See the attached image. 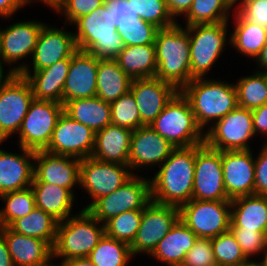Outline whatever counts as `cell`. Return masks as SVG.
Instances as JSON below:
<instances>
[{
    "instance_id": "cell-50",
    "label": "cell",
    "mask_w": 267,
    "mask_h": 266,
    "mask_svg": "<svg viewBox=\"0 0 267 266\" xmlns=\"http://www.w3.org/2000/svg\"><path fill=\"white\" fill-rule=\"evenodd\" d=\"M255 160V194L267 196V143Z\"/></svg>"
},
{
    "instance_id": "cell-3",
    "label": "cell",
    "mask_w": 267,
    "mask_h": 266,
    "mask_svg": "<svg viewBox=\"0 0 267 266\" xmlns=\"http://www.w3.org/2000/svg\"><path fill=\"white\" fill-rule=\"evenodd\" d=\"M189 100L197 124L204 129L209 122L215 123L238 107L235 84L221 80L196 78L182 90Z\"/></svg>"
},
{
    "instance_id": "cell-60",
    "label": "cell",
    "mask_w": 267,
    "mask_h": 266,
    "mask_svg": "<svg viewBox=\"0 0 267 266\" xmlns=\"http://www.w3.org/2000/svg\"><path fill=\"white\" fill-rule=\"evenodd\" d=\"M264 74L265 78H266V83H267V70L266 71H260Z\"/></svg>"
},
{
    "instance_id": "cell-55",
    "label": "cell",
    "mask_w": 267,
    "mask_h": 266,
    "mask_svg": "<svg viewBox=\"0 0 267 266\" xmlns=\"http://www.w3.org/2000/svg\"><path fill=\"white\" fill-rule=\"evenodd\" d=\"M58 266V265H56ZM59 266H95L88 257L64 260Z\"/></svg>"
},
{
    "instance_id": "cell-51",
    "label": "cell",
    "mask_w": 267,
    "mask_h": 266,
    "mask_svg": "<svg viewBox=\"0 0 267 266\" xmlns=\"http://www.w3.org/2000/svg\"><path fill=\"white\" fill-rule=\"evenodd\" d=\"M255 135H267V104L251 110ZM267 143V141H266Z\"/></svg>"
},
{
    "instance_id": "cell-25",
    "label": "cell",
    "mask_w": 267,
    "mask_h": 266,
    "mask_svg": "<svg viewBox=\"0 0 267 266\" xmlns=\"http://www.w3.org/2000/svg\"><path fill=\"white\" fill-rule=\"evenodd\" d=\"M14 266H53V247L45 240L0 227Z\"/></svg>"
},
{
    "instance_id": "cell-53",
    "label": "cell",
    "mask_w": 267,
    "mask_h": 266,
    "mask_svg": "<svg viewBox=\"0 0 267 266\" xmlns=\"http://www.w3.org/2000/svg\"><path fill=\"white\" fill-rule=\"evenodd\" d=\"M26 5L25 0H0V16L11 17L19 8Z\"/></svg>"
},
{
    "instance_id": "cell-37",
    "label": "cell",
    "mask_w": 267,
    "mask_h": 266,
    "mask_svg": "<svg viewBox=\"0 0 267 266\" xmlns=\"http://www.w3.org/2000/svg\"><path fill=\"white\" fill-rule=\"evenodd\" d=\"M132 257L129 244L105 234L88 256L95 266H126Z\"/></svg>"
},
{
    "instance_id": "cell-14",
    "label": "cell",
    "mask_w": 267,
    "mask_h": 266,
    "mask_svg": "<svg viewBox=\"0 0 267 266\" xmlns=\"http://www.w3.org/2000/svg\"><path fill=\"white\" fill-rule=\"evenodd\" d=\"M29 81L14 74L0 90V142L18 132L34 100Z\"/></svg>"
},
{
    "instance_id": "cell-32",
    "label": "cell",
    "mask_w": 267,
    "mask_h": 266,
    "mask_svg": "<svg viewBox=\"0 0 267 266\" xmlns=\"http://www.w3.org/2000/svg\"><path fill=\"white\" fill-rule=\"evenodd\" d=\"M64 112L94 132L111 124L110 103L104 102L97 96L68 101L64 105Z\"/></svg>"
},
{
    "instance_id": "cell-12",
    "label": "cell",
    "mask_w": 267,
    "mask_h": 266,
    "mask_svg": "<svg viewBox=\"0 0 267 266\" xmlns=\"http://www.w3.org/2000/svg\"><path fill=\"white\" fill-rule=\"evenodd\" d=\"M192 199L230 201L224 187L221 151L212 149L205 143L196 145Z\"/></svg>"
},
{
    "instance_id": "cell-1",
    "label": "cell",
    "mask_w": 267,
    "mask_h": 266,
    "mask_svg": "<svg viewBox=\"0 0 267 266\" xmlns=\"http://www.w3.org/2000/svg\"><path fill=\"white\" fill-rule=\"evenodd\" d=\"M196 145L175 148L150 179L151 201L180 207L192 199Z\"/></svg>"
},
{
    "instance_id": "cell-43",
    "label": "cell",
    "mask_w": 267,
    "mask_h": 266,
    "mask_svg": "<svg viewBox=\"0 0 267 266\" xmlns=\"http://www.w3.org/2000/svg\"><path fill=\"white\" fill-rule=\"evenodd\" d=\"M110 107L111 124L125 127L132 131L141 127L139 110L130 90L110 103Z\"/></svg>"
},
{
    "instance_id": "cell-6",
    "label": "cell",
    "mask_w": 267,
    "mask_h": 266,
    "mask_svg": "<svg viewBox=\"0 0 267 266\" xmlns=\"http://www.w3.org/2000/svg\"><path fill=\"white\" fill-rule=\"evenodd\" d=\"M98 224L99 221L84 209L79 214L58 222L53 258L60 257L64 261L88 257L105 234L104 224Z\"/></svg>"
},
{
    "instance_id": "cell-59",
    "label": "cell",
    "mask_w": 267,
    "mask_h": 266,
    "mask_svg": "<svg viewBox=\"0 0 267 266\" xmlns=\"http://www.w3.org/2000/svg\"><path fill=\"white\" fill-rule=\"evenodd\" d=\"M262 253H264L263 260L260 263L257 261V266H267V246Z\"/></svg>"
},
{
    "instance_id": "cell-7",
    "label": "cell",
    "mask_w": 267,
    "mask_h": 266,
    "mask_svg": "<svg viewBox=\"0 0 267 266\" xmlns=\"http://www.w3.org/2000/svg\"><path fill=\"white\" fill-rule=\"evenodd\" d=\"M228 21L186 26L190 39L191 80L203 78L223 52Z\"/></svg>"
},
{
    "instance_id": "cell-49",
    "label": "cell",
    "mask_w": 267,
    "mask_h": 266,
    "mask_svg": "<svg viewBox=\"0 0 267 266\" xmlns=\"http://www.w3.org/2000/svg\"><path fill=\"white\" fill-rule=\"evenodd\" d=\"M238 12L249 22L267 28V0H240Z\"/></svg>"
},
{
    "instance_id": "cell-38",
    "label": "cell",
    "mask_w": 267,
    "mask_h": 266,
    "mask_svg": "<svg viewBox=\"0 0 267 266\" xmlns=\"http://www.w3.org/2000/svg\"><path fill=\"white\" fill-rule=\"evenodd\" d=\"M238 106L253 110L267 104V83L262 72L242 77L235 85Z\"/></svg>"
},
{
    "instance_id": "cell-18",
    "label": "cell",
    "mask_w": 267,
    "mask_h": 266,
    "mask_svg": "<svg viewBox=\"0 0 267 266\" xmlns=\"http://www.w3.org/2000/svg\"><path fill=\"white\" fill-rule=\"evenodd\" d=\"M130 91L136 100L141 126H150L178 92L172 84L155 77L132 79Z\"/></svg>"
},
{
    "instance_id": "cell-21",
    "label": "cell",
    "mask_w": 267,
    "mask_h": 266,
    "mask_svg": "<svg viewBox=\"0 0 267 266\" xmlns=\"http://www.w3.org/2000/svg\"><path fill=\"white\" fill-rule=\"evenodd\" d=\"M71 57L53 65L32 71L29 65H19L11 70L24 76L30 83L35 100L55 101L63 104L64 83L69 72Z\"/></svg>"
},
{
    "instance_id": "cell-42",
    "label": "cell",
    "mask_w": 267,
    "mask_h": 266,
    "mask_svg": "<svg viewBox=\"0 0 267 266\" xmlns=\"http://www.w3.org/2000/svg\"><path fill=\"white\" fill-rule=\"evenodd\" d=\"M132 2L135 14L158 29L168 28L177 23L170 15L165 0H128Z\"/></svg>"
},
{
    "instance_id": "cell-61",
    "label": "cell",
    "mask_w": 267,
    "mask_h": 266,
    "mask_svg": "<svg viewBox=\"0 0 267 266\" xmlns=\"http://www.w3.org/2000/svg\"><path fill=\"white\" fill-rule=\"evenodd\" d=\"M247 266H257L256 262H251L249 265Z\"/></svg>"
},
{
    "instance_id": "cell-48",
    "label": "cell",
    "mask_w": 267,
    "mask_h": 266,
    "mask_svg": "<svg viewBox=\"0 0 267 266\" xmlns=\"http://www.w3.org/2000/svg\"><path fill=\"white\" fill-rule=\"evenodd\" d=\"M181 266H217L210 238H198Z\"/></svg>"
},
{
    "instance_id": "cell-4",
    "label": "cell",
    "mask_w": 267,
    "mask_h": 266,
    "mask_svg": "<svg viewBox=\"0 0 267 266\" xmlns=\"http://www.w3.org/2000/svg\"><path fill=\"white\" fill-rule=\"evenodd\" d=\"M77 32H73L78 50L99 59H115L124 48L123 41L113 23L112 10L105 3L95 11L77 19Z\"/></svg>"
},
{
    "instance_id": "cell-47",
    "label": "cell",
    "mask_w": 267,
    "mask_h": 266,
    "mask_svg": "<svg viewBox=\"0 0 267 266\" xmlns=\"http://www.w3.org/2000/svg\"><path fill=\"white\" fill-rule=\"evenodd\" d=\"M107 10H112L113 23L120 33L126 27L140 23V18L135 14L132 2L128 0H105Z\"/></svg>"
},
{
    "instance_id": "cell-29",
    "label": "cell",
    "mask_w": 267,
    "mask_h": 266,
    "mask_svg": "<svg viewBox=\"0 0 267 266\" xmlns=\"http://www.w3.org/2000/svg\"><path fill=\"white\" fill-rule=\"evenodd\" d=\"M230 201V227L267 233V196L253 194Z\"/></svg>"
},
{
    "instance_id": "cell-17",
    "label": "cell",
    "mask_w": 267,
    "mask_h": 266,
    "mask_svg": "<svg viewBox=\"0 0 267 266\" xmlns=\"http://www.w3.org/2000/svg\"><path fill=\"white\" fill-rule=\"evenodd\" d=\"M221 163L230 200L255 194V160L251 150L221 151Z\"/></svg>"
},
{
    "instance_id": "cell-20",
    "label": "cell",
    "mask_w": 267,
    "mask_h": 266,
    "mask_svg": "<svg viewBox=\"0 0 267 266\" xmlns=\"http://www.w3.org/2000/svg\"><path fill=\"white\" fill-rule=\"evenodd\" d=\"M81 160L71 156L55 155L44 150L35 152L33 182H47L69 189L79 185Z\"/></svg>"
},
{
    "instance_id": "cell-41",
    "label": "cell",
    "mask_w": 267,
    "mask_h": 266,
    "mask_svg": "<svg viewBox=\"0 0 267 266\" xmlns=\"http://www.w3.org/2000/svg\"><path fill=\"white\" fill-rule=\"evenodd\" d=\"M142 214L143 209L131 210L110 218L104 223L105 235L131 245L140 227Z\"/></svg>"
},
{
    "instance_id": "cell-23",
    "label": "cell",
    "mask_w": 267,
    "mask_h": 266,
    "mask_svg": "<svg viewBox=\"0 0 267 266\" xmlns=\"http://www.w3.org/2000/svg\"><path fill=\"white\" fill-rule=\"evenodd\" d=\"M44 25L35 20L21 21L0 30V60L11 65L28 55L32 56Z\"/></svg>"
},
{
    "instance_id": "cell-5",
    "label": "cell",
    "mask_w": 267,
    "mask_h": 266,
    "mask_svg": "<svg viewBox=\"0 0 267 266\" xmlns=\"http://www.w3.org/2000/svg\"><path fill=\"white\" fill-rule=\"evenodd\" d=\"M150 127L175 148L205 142V133L197 124L191 104L181 91L172 97Z\"/></svg>"
},
{
    "instance_id": "cell-33",
    "label": "cell",
    "mask_w": 267,
    "mask_h": 266,
    "mask_svg": "<svg viewBox=\"0 0 267 266\" xmlns=\"http://www.w3.org/2000/svg\"><path fill=\"white\" fill-rule=\"evenodd\" d=\"M131 82L115 59H99L96 96L101 100L114 102L130 90Z\"/></svg>"
},
{
    "instance_id": "cell-56",
    "label": "cell",
    "mask_w": 267,
    "mask_h": 266,
    "mask_svg": "<svg viewBox=\"0 0 267 266\" xmlns=\"http://www.w3.org/2000/svg\"><path fill=\"white\" fill-rule=\"evenodd\" d=\"M256 62L259 64V67H261L263 70H267V42L261 49L260 54L256 57Z\"/></svg>"
},
{
    "instance_id": "cell-44",
    "label": "cell",
    "mask_w": 267,
    "mask_h": 266,
    "mask_svg": "<svg viewBox=\"0 0 267 266\" xmlns=\"http://www.w3.org/2000/svg\"><path fill=\"white\" fill-rule=\"evenodd\" d=\"M246 258L264 251L267 246V233L256 232L255 230H242L241 227H230Z\"/></svg>"
},
{
    "instance_id": "cell-58",
    "label": "cell",
    "mask_w": 267,
    "mask_h": 266,
    "mask_svg": "<svg viewBox=\"0 0 267 266\" xmlns=\"http://www.w3.org/2000/svg\"><path fill=\"white\" fill-rule=\"evenodd\" d=\"M32 0H25L26 4L30 3ZM43 4H46L47 6H50V8L55 9L56 6L62 1V0H40Z\"/></svg>"
},
{
    "instance_id": "cell-34",
    "label": "cell",
    "mask_w": 267,
    "mask_h": 266,
    "mask_svg": "<svg viewBox=\"0 0 267 266\" xmlns=\"http://www.w3.org/2000/svg\"><path fill=\"white\" fill-rule=\"evenodd\" d=\"M235 15L236 27L229 42L238 52L255 59L267 42V28L249 22L238 11Z\"/></svg>"
},
{
    "instance_id": "cell-10",
    "label": "cell",
    "mask_w": 267,
    "mask_h": 266,
    "mask_svg": "<svg viewBox=\"0 0 267 266\" xmlns=\"http://www.w3.org/2000/svg\"><path fill=\"white\" fill-rule=\"evenodd\" d=\"M254 136L251 110L238 106L207 128L204 143L219 151L250 150L248 140Z\"/></svg>"
},
{
    "instance_id": "cell-35",
    "label": "cell",
    "mask_w": 267,
    "mask_h": 266,
    "mask_svg": "<svg viewBox=\"0 0 267 266\" xmlns=\"http://www.w3.org/2000/svg\"><path fill=\"white\" fill-rule=\"evenodd\" d=\"M58 221L42 209L35 208L28 215L14 220L8 227L16 233L47 241H56Z\"/></svg>"
},
{
    "instance_id": "cell-57",
    "label": "cell",
    "mask_w": 267,
    "mask_h": 266,
    "mask_svg": "<svg viewBox=\"0 0 267 266\" xmlns=\"http://www.w3.org/2000/svg\"><path fill=\"white\" fill-rule=\"evenodd\" d=\"M2 61L0 60V90L1 88L11 79V77L15 74L11 69L10 71L6 72L7 75L4 76V70ZM4 77V78H3Z\"/></svg>"
},
{
    "instance_id": "cell-11",
    "label": "cell",
    "mask_w": 267,
    "mask_h": 266,
    "mask_svg": "<svg viewBox=\"0 0 267 266\" xmlns=\"http://www.w3.org/2000/svg\"><path fill=\"white\" fill-rule=\"evenodd\" d=\"M63 111L62 103L34 99L18 131L19 147L44 150Z\"/></svg>"
},
{
    "instance_id": "cell-54",
    "label": "cell",
    "mask_w": 267,
    "mask_h": 266,
    "mask_svg": "<svg viewBox=\"0 0 267 266\" xmlns=\"http://www.w3.org/2000/svg\"><path fill=\"white\" fill-rule=\"evenodd\" d=\"M0 266H14L4 237L0 234Z\"/></svg>"
},
{
    "instance_id": "cell-30",
    "label": "cell",
    "mask_w": 267,
    "mask_h": 266,
    "mask_svg": "<svg viewBox=\"0 0 267 266\" xmlns=\"http://www.w3.org/2000/svg\"><path fill=\"white\" fill-rule=\"evenodd\" d=\"M36 207L50 214L58 222L71 215L75 194L69 189L47 182H32Z\"/></svg>"
},
{
    "instance_id": "cell-40",
    "label": "cell",
    "mask_w": 267,
    "mask_h": 266,
    "mask_svg": "<svg viewBox=\"0 0 267 266\" xmlns=\"http://www.w3.org/2000/svg\"><path fill=\"white\" fill-rule=\"evenodd\" d=\"M211 243L217 266H247L251 262H256L246 258L230 230L211 238Z\"/></svg>"
},
{
    "instance_id": "cell-31",
    "label": "cell",
    "mask_w": 267,
    "mask_h": 266,
    "mask_svg": "<svg viewBox=\"0 0 267 266\" xmlns=\"http://www.w3.org/2000/svg\"><path fill=\"white\" fill-rule=\"evenodd\" d=\"M131 78H154L157 71L155 44L124 46L115 58Z\"/></svg>"
},
{
    "instance_id": "cell-19",
    "label": "cell",
    "mask_w": 267,
    "mask_h": 266,
    "mask_svg": "<svg viewBox=\"0 0 267 266\" xmlns=\"http://www.w3.org/2000/svg\"><path fill=\"white\" fill-rule=\"evenodd\" d=\"M99 58L77 50L71 57L69 72L63 89V105L73 99L95 97Z\"/></svg>"
},
{
    "instance_id": "cell-39",
    "label": "cell",
    "mask_w": 267,
    "mask_h": 266,
    "mask_svg": "<svg viewBox=\"0 0 267 266\" xmlns=\"http://www.w3.org/2000/svg\"><path fill=\"white\" fill-rule=\"evenodd\" d=\"M0 199L6 203L0 210V227H8L14 220L28 215L36 208L35 195L31 187L5 193Z\"/></svg>"
},
{
    "instance_id": "cell-13",
    "label": "cell",
    "mask_w": 267,
    "mask_h": 266,
    "mask_svg": "<svg viewBox=\"0 0 267 266\" xmlns=\"http://www.w3.org/2000/svg\"><path fill=\"white\" fill-rule=\"evenodd\" d=\"M130 170L127 165L103 162L92 157L82 159L79 185L93 198L83 209L87 210L97 199L121 187L134 175Z\"/></svg>"
},
{
    "instance_id": "cell-52",
    "label": "cell",
    "mask_w": 267,
    "mask_h": 266,
    "mask_svg": "<svg viewBox=\"0 0 267 266\" xmlns=\"http://www.w3.org/2000/svg\"><path fill=\"white\" fill-rule=\"evenodd\" d=\"M167 9L174 20L178 15H186L191 8L193 0H165Z\"/></svg>"
},
{
    "instance_id": "cell-16",
    "label": "cell",
    "mask_w": 267,
    "mask_h": 266,
    "mask_svg": "<svg viewBox=\"0 0 267 266\" xmlns=\"http://www.w3.org/2000/svg\"><path fill=\"white\" fill-rule=\"evenodd\" d=\"M178 219L179 207L151 201L143 209L140 227L130 245L132 256L141 252L150 255Z\"/></svg>"
},
{
    "instance_id": "cell-8",
    "label": "cell",
    "mask_w": 267,
    "mask_h": 266,
    "mask_svg": "<svg viewBox=\"0 0 267 266\" xmlns=\"http://www.w3.org/2000/svg\"><path fill=\"white\" fill-rule=\"evenodd\" d=\"M231 201L191 199L179 207V219L198 238H214L230 229Z\"/></svg>"
},
{
    "instance_id": "cell-24",
    "label": "cell",
    "mask_w": 267,
    "mask_h": 266,
    "mask_svg": "<svg viewBox=\"0 0 267 266\" xmlns=\"http://www.w3.org/2000/svg\"><path fill=\"white\" fill-rule=\"evenodd\" d=\"M73 33L49 27H42L32 54L33 71L47 68L57 61L72 57L77 51Z\"/></svg>"
},
{
    "instance_id": "cell-22",
    "label": "cell",
    "mask_w": 267,
    "mask_h": 266,
    "mask_svg": "<svg viewBox=\"0 0 267 266\" xmlns=\"http://www.w3.org/2000/svg\"><path fill=\"white\" fill-rule=\"evenodd\" d=\"M175 147L150 126H141L133 131L130 152V169L161 165Z\"/></svg>"
},
{
    "instance_id": "cell-9",
    "label": "cell",
    "mask_w": 267,
    "mask_h": 266,
    "mask_svg": "<svg viewBox=\"0 0 267 266\" xmlns=\"http://www.w3.org/2000/svg\"><path fill=\"white\" fill-rule=\"evenodd\" d=\"M150 202V179H143L134 174L117 190L97 199L87 210L104 224L123 212L142 210Z\"/></svg>"
},
{
    "instance_id": "cell-46",
    "label": "cell",
    "mask_w": 267,
    "mask_h": 266,
    "mask_svg": "<svg viewBox=\"0 0 267 266\" xmlns=\"http://www.w3.org/2000/svg\"><path fill=\"white\" fill-rule=\"evenodd\" d=\"M105 0H62L54 9L57 13L63 12L66 22L73 24L77 19L95 11L102 6Z\"/></svg>"
},
{
    "instance_id": "cell-2",
    "label": "cell",
    "mask_w": 267,
    "mask_h": 266,
    "mask_svg": "<svg viewBox=\"0 0 267 266\" xmlns=\"http://www.w3.org/2000/svg\"><path fill=\"white\" fill-rule=\"evenodd\" d=\"M157 71L155 78L181 91L191 81L190 39L188 29L178 22L158 29L155 37Z\"/></svg>"
},
{
    "instance_id": "cell-45",
    "label": "cell",
    "mask_w": 267,
    "mask_h": 266,
    "mask_svg": "<svg viewBox=\"0 0 267 266\" xmlns=\"http://www.w3.org/2000/svg\"><path fill=\"white\" fill-rule=\"evenodd\" d=\"M158 28L140 18V23L131 25L121 31L120 37L124 46L154 44Z\"/></svg>"
},
{
    "instance_id": "cell-15",
    "label": "cell",
    "mask_w": 267,
    "mask_h": 266,
    "mask_svg": "<svg viewBox=\"0 0 267 266\" xmlns=\"http://www.w3.org/2000/svg\"><path fill=\"white\" fill-rule=\"evenodd\" d=\"M94 145L95 132L90 127L73 120L63 111L44 151L82 160L91 157Z\"/></svg>"
},
{
    "instance_id": "cell-27",
    "label": "cell",
    "mask_w": 267,
    "mask_h": 266,
    "mask_svg": "<svg viewBox=\"0 0 267 266\" xmlns=\"http://www.w3.org/2000/svg\"><path fill=\"white\" fill-rule=\"evenodd\" d=\"M131 129L109 124L95 132V145L92 158L110 163L129 166Z\"/></svg>"
},
{
    "instance_id": "cell-26",
    "label": "cell",
    "mask_w": 267,
    "mask_h": 266,
    "mask_svg": "<svg viewBox=\"0 0 267 266\" xmlns=\"http://www.w3.org/2000/svg\"><path fill=\"white\" fill-rule=\"evenodd\" d=\"M20 149L22 155L0 149V196L31 187L34 177L31 160L34 161L36 151Z\"/></svg>"
},
{
    "instance_id": "cell-28",
    "label": "cell",
    "mask_w": 267,
    "mask_h": 266,
    "mask_svg": "<svg viewBox=\"0 0 267 266\" xmlns=\"http://www.w3.org/2000/svg\"><path fill=\"white\" fill-rule=\"evenodd\" d=\"M197 239L196 234L178 219L150 255L168 266H181Z\"/></svg>"
},
{
    "instance_id": "cell-36",
    "label": "cell",
    "mask_w": 267,
    "mask_h": 266,
    "mask_svg": "<svg viewBox=\"0 0 267 266\" xmlns=\"http://www.w3.org/2000/svg\"><path fill=\"white\" fill-rule=\"evenodd\" d=\"M234 0H193L186 17V26L219 23L229 20Z\"/></svg>"
}]
</instances>
